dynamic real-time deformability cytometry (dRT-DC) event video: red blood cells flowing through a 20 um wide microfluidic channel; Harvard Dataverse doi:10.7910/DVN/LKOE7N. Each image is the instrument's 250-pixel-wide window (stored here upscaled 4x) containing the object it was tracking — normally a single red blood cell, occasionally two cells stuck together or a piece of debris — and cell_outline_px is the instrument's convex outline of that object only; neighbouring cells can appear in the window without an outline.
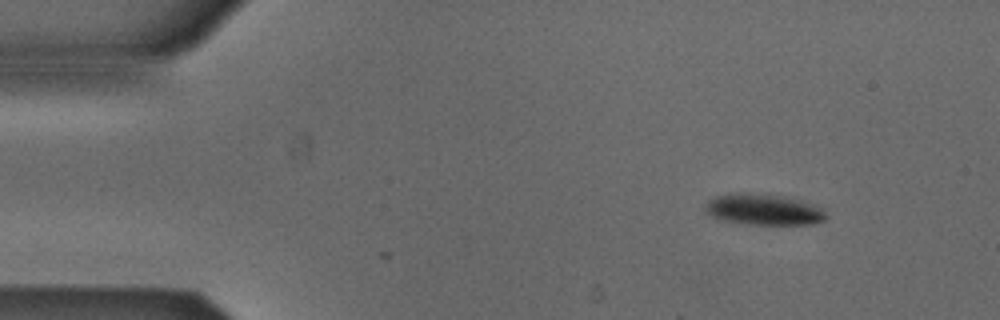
{"species": "Egyptian fruit bat (a non-hibernating species)", "species_latin": "Rousettus aegyptiacus", "temperature_condition": "cold", "stored_images_in_passage": 2, "camera_frame_rate_fps": 3000, "um_per_image_px": 0.085, "animal": {"sex": "male"}, "frame": {"image": 1, "passage_image": 1, "time_ms": 0.0, "image_size_px": [1000, 320], "cell_outline_px": [[828, 216], [824, 220], [812, 224], [748, 224], [724, 220], [712, 216], [704, 212], [704, 208], [708, 200], [716, 196], [728, 192], [768, 192], [784, 196], [812, 204], [820, 208]], "centroid_in_image_um": [64.85, 17.77], "position_along_channel_um": 20.1, "area_um2": 22.2}}